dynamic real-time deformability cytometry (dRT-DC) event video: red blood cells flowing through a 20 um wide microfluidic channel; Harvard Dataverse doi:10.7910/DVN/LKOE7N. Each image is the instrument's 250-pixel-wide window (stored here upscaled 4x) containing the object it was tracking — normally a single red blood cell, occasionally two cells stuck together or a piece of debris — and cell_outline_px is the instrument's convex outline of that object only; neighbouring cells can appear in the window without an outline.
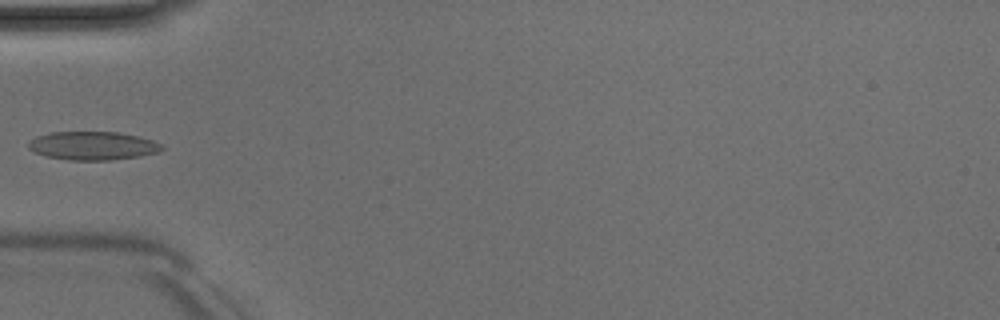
{"species": "Egyptian fruit bat (a non-hibernating species)", "species_latin": "Rousettus aegyptiacus", "temperature_condition": "room temperature", "stored_images_in_passage": 4, "camera_frame_rate_fps": 3000, "um_per_image_px": 0.085, "animal": {"sex": "male"}, "frame": {"image": 1, "passage_image": 4, "time_ms": 3.333, "image_size_px": [1000, 320], "cell_outline_px": [[164, 148], [160, 152], [140, 156], [112, 160], [68, 160], [44, 156], [28, 148], [28, 140], [36, 136], [48, 132], [120, 132], [140, 136], [152, 140], [160, 144]], "centroid_in_image_um": [7.87, 12.38], "position_along_channel_um": 77.1, "area_um2": 22.37}}